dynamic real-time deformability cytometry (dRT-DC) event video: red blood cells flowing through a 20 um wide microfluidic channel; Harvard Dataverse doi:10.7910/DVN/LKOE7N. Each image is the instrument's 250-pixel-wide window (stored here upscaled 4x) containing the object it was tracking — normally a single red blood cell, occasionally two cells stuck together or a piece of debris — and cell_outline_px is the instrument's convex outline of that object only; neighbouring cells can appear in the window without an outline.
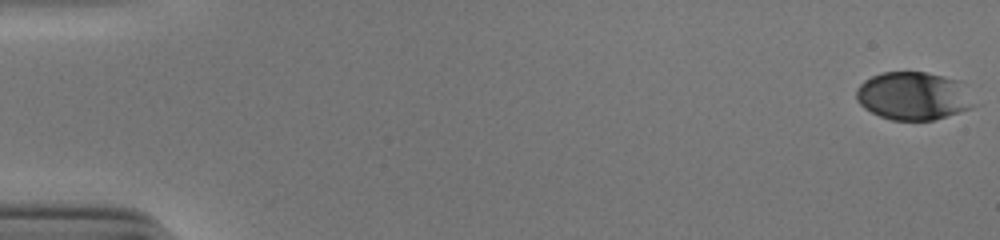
{"species": "human", "species_latin": "Homo sapiens", "temperature_condition": "cold", "stored_images_in_passage": 54, "camera_frame_rate_fps": 3000, "um_per_image_px": 0.085, "donor": {"sex": "male"}, "frame": {"image": 1, "passage_image": 1, "time_ms": 0.0, "image_size_px": [1000, 240], "cell_outline_px": [[972, 108], [960, 112], [932, 120], [892, 120], [880, 116], [864, 108], [856, 100], [856, 88], [864, 80], [880, 72], [928, 72], [960, 80], [972, 104]], "centroid_in_image_um": [77.57, 8.14], "position_along_channel_um": 7.4, "area_um2": 32.71}}
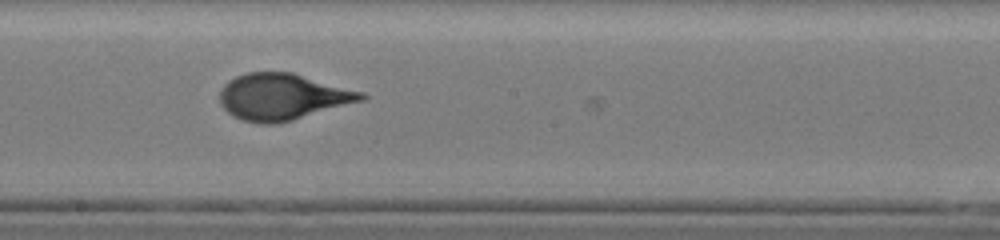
{"frame": {"image": 2, "passage_image": 31, "time_ms": 10.0, "image_size_px": [1000, 240], "cell_outline_px": [[368, 100], [292, 120], [276, 124], [260, 124], [244, 120], [232, 116], [220, 104], [220, 92], [224, 84], [228, 80], [236, 76], [248, 72], [292, 72], [364, 92], [368, 96]], "centroid_in_image_um": [24.06, 8.23], "position_along_channel_um": 224.1, "area_um2": 38.61}}
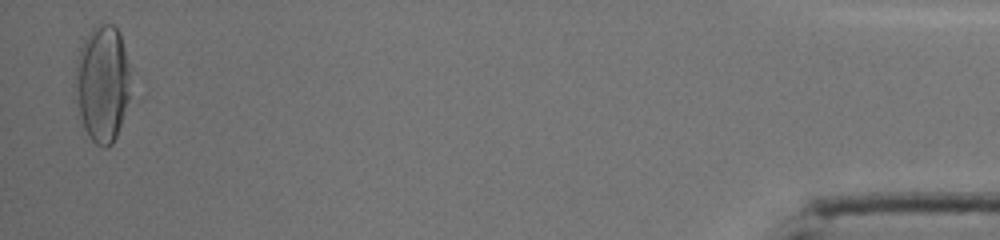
{"frame": {"image": 3, "passage_image": 53, "time_ms": 17.333, "image_size_px": [1000, 240], "cell_outline_px": [[128, 96], [120, 124], [116, 136], [112, 144], [108, 148], [104, 148], [96, 144], [88, 136], [84, 128], [80, 116], [76, 88], [76, 60], [80, 48], [88, 32], [92, 28], [100, 24], [112, 24], [120, 32], [128, 64]], "centroid_in_image_um": [8.68, 7.09], "position_along_channel_um": 426.5, "area_um2": 36.76}, "authors_computed_cell_mechanics": {"area_um2": 36.5585, "velocity_mm_per_s": 3.8911, "shape_relaxation_time_tau1_ms": 4.7379, "shape_relaxation_time_tau2_ms": null, "deformation_change_tau1": 0.1963, "deformation_change_tau2": null}}